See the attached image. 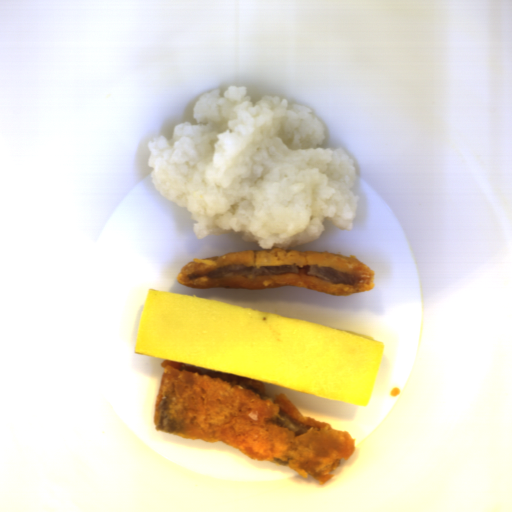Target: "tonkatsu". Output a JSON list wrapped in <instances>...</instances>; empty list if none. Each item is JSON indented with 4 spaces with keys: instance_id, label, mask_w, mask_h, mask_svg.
I'll use <instances>...</instances> for the list:
<instances>
[{
    "instance_id": "d4beea91",
    "label": "tonkatsu",
    "mask_w": 512,
    "mask_h": 512,
    "mask_svg": "<svg viewBox=\"0 0 512 512\" xmlns=\"http://www.w3.org/2000/svg\"><path fill=\"white\" fill-rule=\"evenodd\" d=\"M153 425L169 435L224 442L255 459L285 465L322 485L354 456L349 432L300 413L261 382L164 360Z\"/></svg>"
},
{
    "instance_id": "3a3dc1c2",
    "label": "tonkatsu",
    "mask_w": 512,
    "mask_h": 512,
    "mask_svg": "<svg viewBox=\"0 0 512 512\" xmlns=\"http://www.w3.org/2000/svg\"><path fill=\"white\" fill-rule=\"evenodd\" d=\"M187 288L263 289L299 286L328 295L373 290L375 272L354 255L277 248L228 252L194 259L181 268Z\"/></svg>"
}]
</instances>
